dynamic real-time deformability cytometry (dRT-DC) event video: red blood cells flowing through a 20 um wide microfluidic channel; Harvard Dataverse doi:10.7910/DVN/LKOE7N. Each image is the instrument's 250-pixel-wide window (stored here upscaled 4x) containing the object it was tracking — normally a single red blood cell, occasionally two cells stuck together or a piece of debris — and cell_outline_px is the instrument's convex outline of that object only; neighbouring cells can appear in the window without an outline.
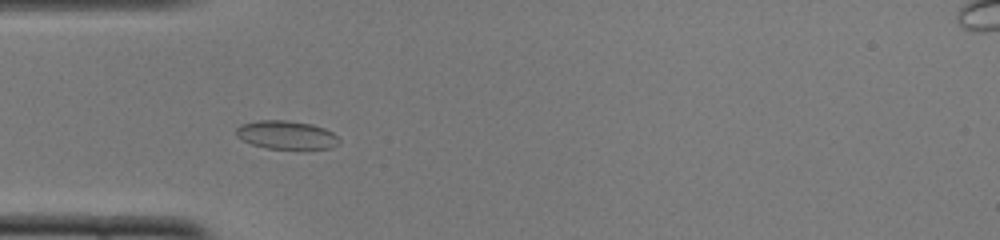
{"species": "common noctule bat (a hibernating species)", "species_latin": "Nyctalus noctula", "temperature_condition": "cold", "stored_images_in_passage": 47, "camera_frame_rate_fps": 3000, "um_per_image_px": 0.085, "animal": {"sex": "female", "body_mass_g": 22.0, "forearm_length_mm": 56.7}, "frame": {"image": 1, "passage_image": 11, "time_ms": 3.333, "image_size_px": [1000, 240], "cell_outline_px": [[340, 144], [332, 148], [304, 152], [296, 152], [264, 148], [252, 144], [236, 136], [236, 128], [240, 124], [260, 120], [284, 120], [312, 124], [324, 128], [332, 132], [340, 140]], "centroid_in_image_um": [24.41, 11.54], "position_along_channel_um": 60.6, "area_um2": 18.03}}
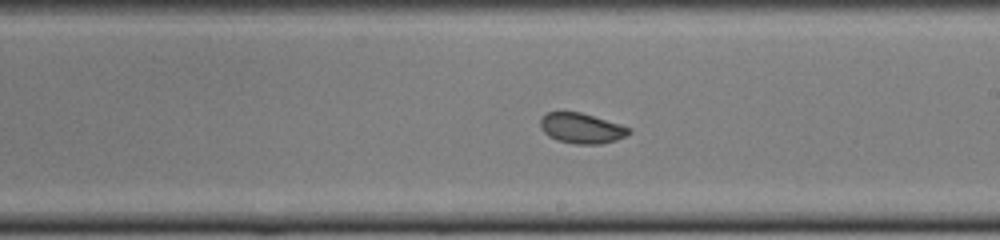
{"frame": {"image": 2, "passage_image": 25, "time_ms": 8.0, "image_size_px": [1000, 240], "cell_outline_px": [[632, 132], [616, 140], [600, 144], [576, 144], [556, 140], [548, 136], [540, 128], [540, 116], [548, 112], [580, 112], [620, 124], [632, 128]], "centroid_in_image_um": [49.41, 10.9], "position_along_channel_um": 239.6, "area_um2": 15.72}}
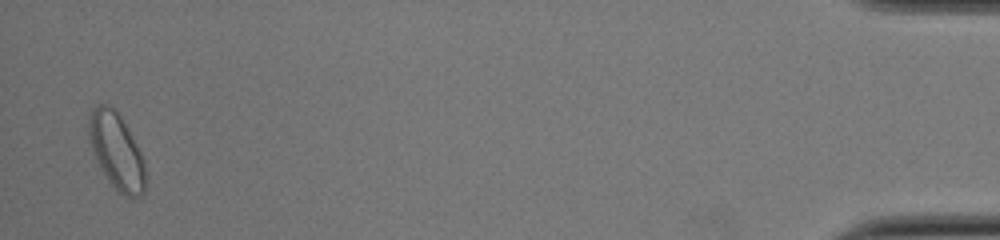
{"frame": {"image": 3, "passage_image": 46, "time_ms": 15.0, "image_size_px": [1000, 240], "cell_outline_px": [[148, 180], [144, 192], [140, 196], [132, 200], [124, 196], [112, 188], [100, 168], [92, 152], [88, 140], [88, 120], [92, 108], [100, 104], [108, 104], [120, 116], [136, 144], [144, 160]], "centroid_in_image_um": [9.91, 12.94], "position_along_channel_um": 425.3, "area_um2": 25.72}, "authors_computed_cell_mechanics": {"area_um2": 16.9932, "velocity_mm_per_s": 3.89, "shape_relaxation_time_tau1_ms": 4.6681, "shape_relaxation_time_tau2_ms": 1.0024, "deformation_change_tau1": 0.0931, "deformation_change_tau2": 0.0477}}